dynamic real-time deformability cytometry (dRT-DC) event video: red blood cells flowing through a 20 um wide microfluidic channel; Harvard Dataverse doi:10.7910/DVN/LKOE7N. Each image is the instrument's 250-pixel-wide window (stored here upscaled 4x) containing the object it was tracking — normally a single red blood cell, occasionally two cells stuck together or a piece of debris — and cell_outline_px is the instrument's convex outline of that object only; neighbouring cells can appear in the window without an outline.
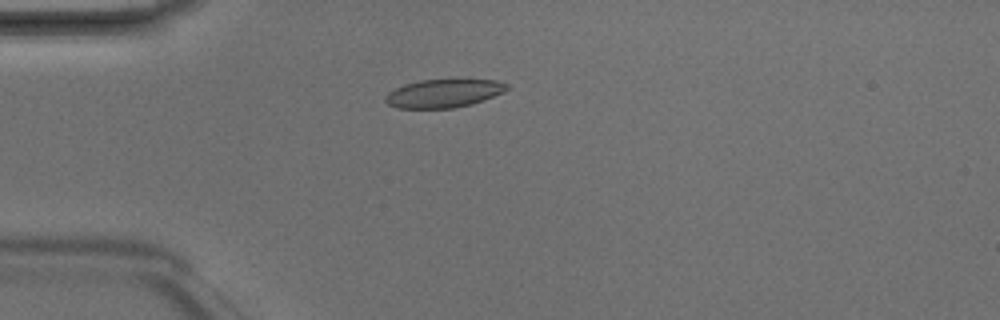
{"species": "Egyptian fruit bat (a non-hibernating species)", "species_latin": "Rousettus aegyptiacus", "temperature_condition": "room temperature", "stored_images_in_passage": 2, "camera_frame_rate_fps": 3000, "um_per_image_px": 0.085, "animal": {"sex": "male"}, "frame": {"image": 1, "passage_image": 1, "time_ms": 0.0, "image_size_px": [1000, 320], "cell_outline_px": [[508, 88], [504, 92], [484, 100], [472, 104], [452, 108], [396, 108], [388, 104], [384, 100], [384, 96], [388, 92], [404, 84], [420, 80], [460, 76], [496, 80], [508, 84]], "centroid_in_image_um": [37.76, 7.87], "position_along_channel_um": 47.2, "area_um2": 21.1}}